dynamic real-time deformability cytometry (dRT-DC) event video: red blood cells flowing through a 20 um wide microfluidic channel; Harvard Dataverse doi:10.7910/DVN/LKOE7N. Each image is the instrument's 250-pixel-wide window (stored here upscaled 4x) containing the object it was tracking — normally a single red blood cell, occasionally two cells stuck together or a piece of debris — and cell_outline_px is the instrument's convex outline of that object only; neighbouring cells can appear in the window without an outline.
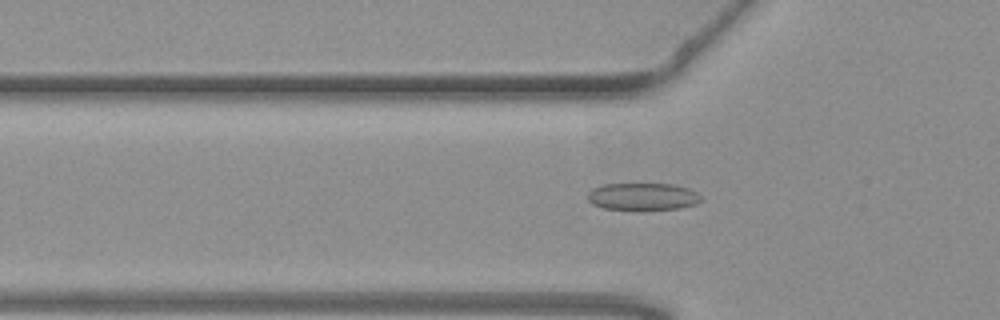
{"species": "common noctule bat (a hibernating species)", "species_latin": "Nyctalus noctula", "temperature_condition": "warm", "stored_images_in_passage": 54, "camera_frame_rate_fps": 3000, "um_per_image_px": 0.085, "animal": {"sex": "female", "body_mass_g": 19.3, "forearm_length_mm": 54.1}, "frame": {"image": 1, "passage_image": 17, "time_ms": 5.333, "image_size_px": [1000, 320], "cell_outline_px": [[700, 200], [696, 204], [680, 208], [640, 212], [604, 208], [592, 204], [588, 200], [588, 192], [592, 188], [604, 184], [672, 184], [688, 188], [696, 192], [700, 196]], "centroid_in_image_um": [54.61, 16.74], "position_along_channel_um": 71.2, "area_um2": 18.55}}
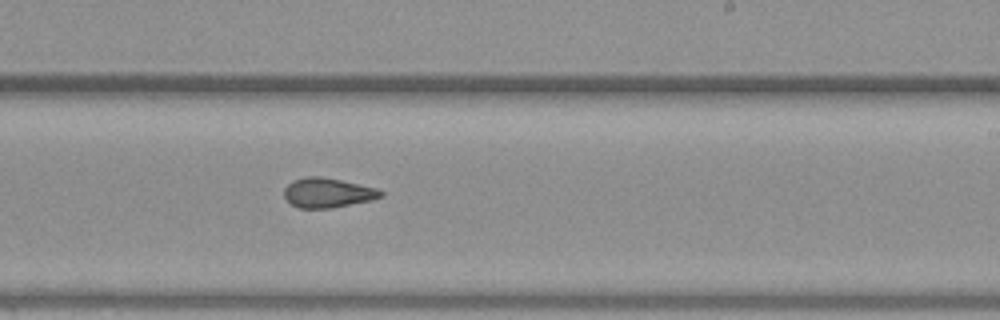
{"frame": {"image": 2, "passage_image": 32, "time_ms": 10.333, "image_size_px": [1000, 320], "cell_outline_px": [[384, 196], [372, 200], [332, 208], [300, 208], [292, 204], [284, 196], [284, 188], [292, 180], [308, 176], [320, 176], [340, 180], [376, 188], [384, 192]], "centroid_in_image_um": [27.86, 16.38], "position_along_channel_um": 261.1, "area_um2": 16.65}}
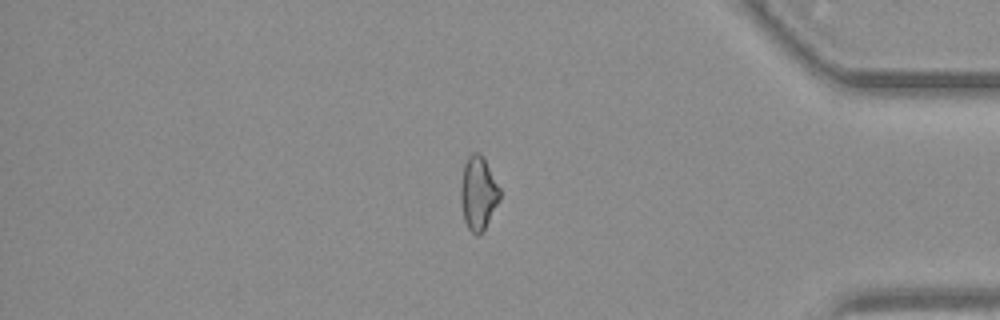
{"frame": {"image": 3, "passage_image": 45, "time_ms": 14.667, "image_size_px": [1000, 320], "cell_outline_px": [[500, 200], [484, 228], [476, 236], [468, 228], [464, 220], [460, 196], [460, 184], [464, 164], [468, 156], [472, 152], [480, 152], [484, 156], [500, 188]], "centroid_in_image_um": [40.65, 16.36], "position_along_channel_um": 394.6, "area_um2": 16.82}, "authors_computed_cell_mechanics": {"area_um2": 17.5712, "velocity_mm_per_s": 3.779, "shape_relaxation_time_tau1_ms": null, "shape_relaxation_time_tau2_ms": 1.8958, "deformation_change_tau1": null, "deformation_change_tau2": 0.1006}}